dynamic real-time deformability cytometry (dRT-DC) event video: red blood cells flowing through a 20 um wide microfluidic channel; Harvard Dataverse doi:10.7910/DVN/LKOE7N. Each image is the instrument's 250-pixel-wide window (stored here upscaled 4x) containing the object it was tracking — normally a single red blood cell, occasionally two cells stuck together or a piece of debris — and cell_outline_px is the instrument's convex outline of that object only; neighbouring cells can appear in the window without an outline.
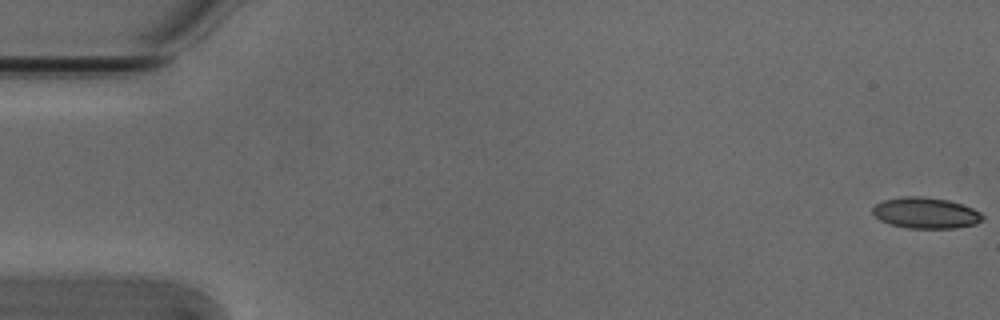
{"species": "Egyptian fruit bat (a non-hibernating species)", "species_latin": "Rousettus aegyptiacus", "temperature_condition": "cold", "stored_images_in_passage": 54, "camera_frame_rate_fps": 3000, "um_per_image_px": 0.085, "animal": {"sex": "male"}, "frame": {"image": 1, "passage_image": 1, "time_ms": 0.0, "image_size_px": [1000, 320], "cell_outline_px": [[984, 220], [976, 224], [956, 228], [908, 228], [892, 224], [880, 220], [872, 212], [872, 208], [876, 204], [884, 200], [904, 196], [920, 196], [948, 200], [972, 208], [980, 212], [984, 216]], "centroid_in_image_um": [78.71, 18.1], "position_along_channel_um": 6.3, "area_um2": 19.77}}
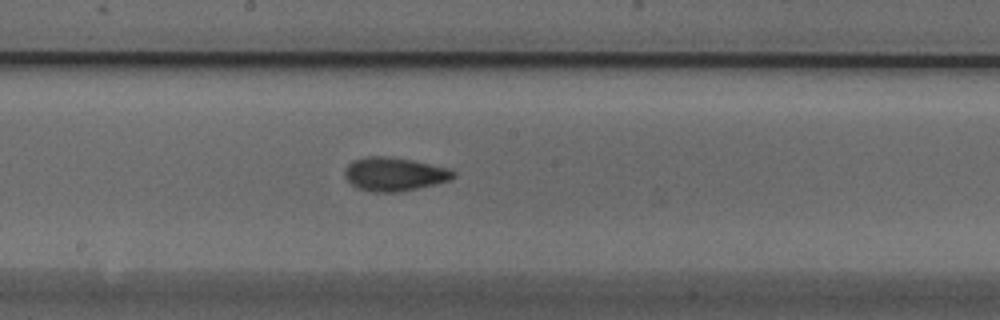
{"frame": {"image": 2, "passage_image": 29, "time_ms": 9.333, "image_size_px": [1000, 320], "cell_outline_px": [[456, 176], [448, 180], [400, 192], [372, 192], [360, 188], [352, 184], [344, 176], [344, 172], [348, 164], [352, 160], [364, 156], [384, 156], [412, 160], [448, 168], [456, 172]], "centroid_in_image_um": [33.48, 14.79], "position_along_channel_um": 214.7, "area_um2": 21.04}}
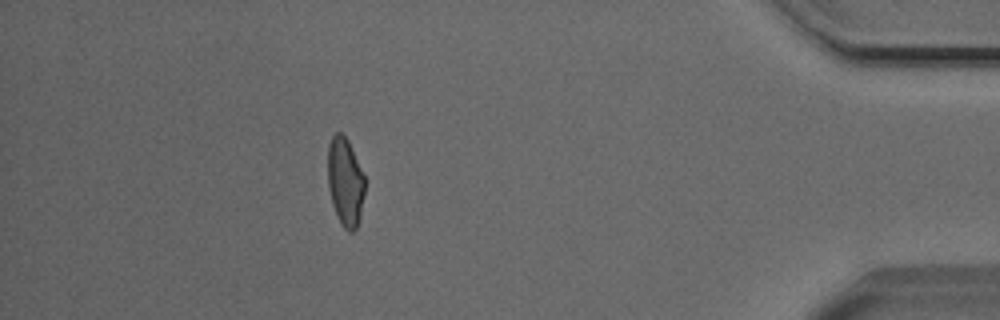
{"frame": {"image": 3, "passage_image": 48, "time_ms": 15.667, "image_size_px": [1000, 320], "cell_outline_px": [[364, 192], [360, 216], [356, 228], [352, 232], [348, 232], [340, 224], [332, 204], [328, 188], [328, 144], [332, 136], [336, 132], [340, 132], [348, 140], [364, 176]], "centroid_in_image_um": [29.32, 15.47], "position_along_channel_um": 405.9, "area_um2": 19.02}, "authors_computed_cell_mechanics": {"area_um2": 19.9699, "velocity_mm_per_s": 3.8455, "shape_relaxation_time_tau1_ms": 5.7304, "shape_relaxation_time_tau2_ms": 2.4966, "deformation_change_tau1": 0.1471, "deformation_change_tau2": 0.0891}}